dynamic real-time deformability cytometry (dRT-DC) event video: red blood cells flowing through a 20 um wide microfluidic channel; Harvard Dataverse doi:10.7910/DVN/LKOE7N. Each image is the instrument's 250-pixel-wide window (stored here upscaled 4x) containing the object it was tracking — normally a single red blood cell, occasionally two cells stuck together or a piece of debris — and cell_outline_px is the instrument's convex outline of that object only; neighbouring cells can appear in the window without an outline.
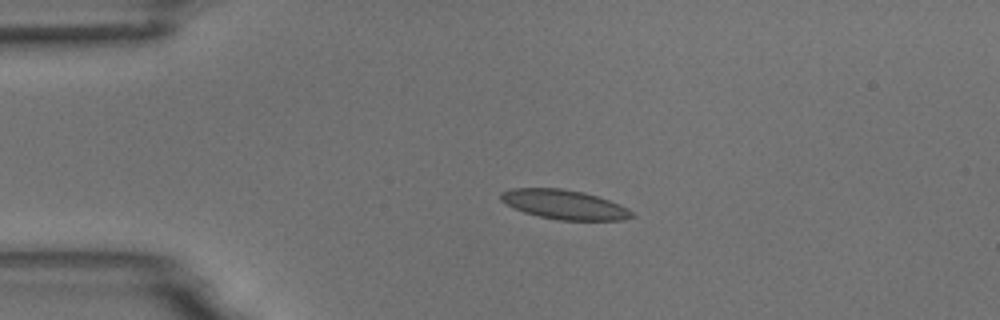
{"species": "common noctule bat (a hibernating species)", "species_latin": "Nyctalus noctula", "temperature_condition": "room temperature", "stored_images_in_passage": 3, "camera_frame_rate_fps": 3000, "um_per_image_px": 0.085, "animal": {"sex": "male", "body_mass_g": 18.8}, "frame": {"image": 1, "passage_image": 2, "time_ms": 2.0, "image_size_px": [1000, 320], "cell_outline_px": [[632, 216], [624, 220], [560, 220], [540, 216], [524, 212], [500, 200], [500, 192], [512, 188], [560, 188], [584, 192], [620, 204], [628, 208], [632, 212]], "centroid_in_image_um": [47.96, 17.38], "position_along_channel_um": 37.0, "area_um2": 22.2}}